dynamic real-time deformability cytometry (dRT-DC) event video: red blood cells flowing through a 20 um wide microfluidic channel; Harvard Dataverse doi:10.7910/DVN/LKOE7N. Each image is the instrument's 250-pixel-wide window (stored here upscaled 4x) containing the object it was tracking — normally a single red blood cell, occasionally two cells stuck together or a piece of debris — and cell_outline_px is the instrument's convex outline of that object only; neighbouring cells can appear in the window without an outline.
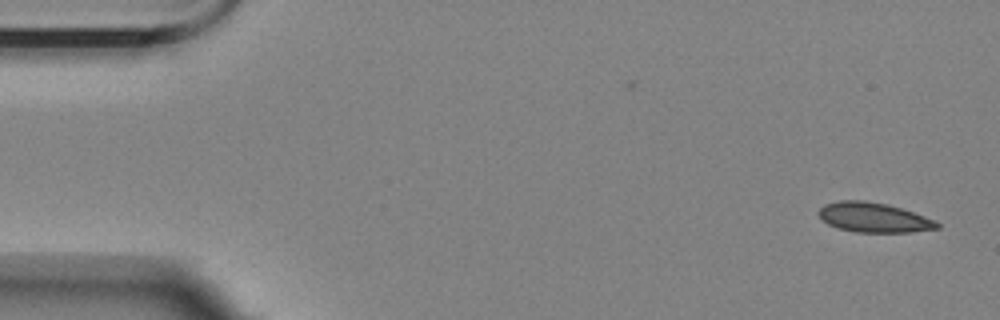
{"species": "Egyptian fruit bat (a non-hibernating species)", "species_latin": "Rousettus aegyptiacus", "temperature_condition": "room temperature", "stored_images_in_passage": 3, "camera_frame_rate_fps": 3000, "um_per_image_px": 0.085, "animal": {"sex": "female"}, "frame": {"image": 1, "passage_image": 3, "time_ms": 2.333, "image_size_px": [1000, 320], "cell_outline_px": [[940, 228], [912, 232], [856, 232], [836, 228], [828, 224], [820, 216], [820, 208], [824, 204], [840, 200], [864, 200], [888, 204], [936, 220], [940, 224]], "centroid_in_image_um": [74.28, 18.49], "position_along_channel_um": 10.7, "area_um2": 20.46}}